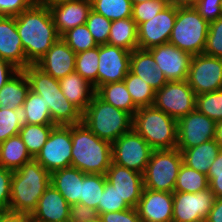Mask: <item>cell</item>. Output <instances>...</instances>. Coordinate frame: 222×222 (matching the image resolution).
Returning a JSON list of instances; mask_svg holds the SVG:
<instances>
[{"label": "cell", "mask_w": 222, "mask_h": 222, "mask_svg": "<svg viewBox=\"0 0 222 222\" xmlns=\"http://www.w3.org/2000/svg\"><path fill=\"white\" fill-rule=\"evenodd\" d=\"M54 126L24 123L21 127L19 135L33 158L41 151Z\"/></svg>", "instance_id": "33"}, {"label": "cell", "mask_w": 222, "mask_h": 222, "mask_svg": "<svg viewBox=\"0 0 222 222\" xmlns=\"http://www.w3.org/2000/svg\"><path fill=\"white\" fill-rule=\"evenodd\" d=\"M102 222H141L136 208L99 214Z\"/></svg>", "instance_id": "50"}, {"label": "cell", "mask_w": 222, "mask_h": 222, "mask_svg": "<svg viewBox=\"0 0 222 222\" xmlns=\"http://www.w3.org/2000/svg\"><path fill=\"white\" fill-rule=\"evenodd\" d=\"M99 45L76 54L75 72L90 82L97 89Z\"/></svg>", "instance_id": "38"}, {"label": "cell", "mask_w": 222, "mask_h": 222, "mask_svg": "<svg viewBox=\"0 0 222 222\" xmlns=\"http://www.w3.org/2000/svg\"><path fill=\"white\" fill-rule=\"evenodd\" d=\"M15 19L26 60L36 64L60 38L51 11L41 2H35Z\"/></svg>", "instance_id": "1"}, {"label": "cell", "mask_w": 222, "mask_h": 222, "mask_svg": "<svg viewBox=\"0 0 222 222\" xmlns=\"http://www.w3.org/2000/svg\"><path fill=\"white\" fill-rule=\"evenodd\" d=\"M182 164V154L177 148L153 150L143 173L144 188L173 193Z\"/></svg>", "instance_id": "8"}, {"label": "cell", "mask_w": 222, "mask_h": 222, "mask_svg": "<svg viewBox=\"0 0 222 222\" xmlns=\"http://www.w3.org/2000/svg\"><path fill=\"white\" fill-rule=\"evenodd\" d=\"M61 38L76 54L98 46L86 24L65 32Z\"/></svg>", "instance_id": "40"}, {"label": "cell", "mask_w": 222, "mask_h": 222, "mask_svg": "<svg viewBox=\"0 0 222 222\" xmlns=\"http://www.w3.org/2000/svg\"><path fill=\"white\" fill-rule=\"evenodd\" d=\"M153 149L133 128L112 143V163L144 173Z\"/></svg>", "instance_id": "9"}, {"label": "cell", "mask_w": 222, "mask_h": 222, "mask_svg": "<svg viewBox=\"0 0 222 222\" xmlns=\"http://www.w3.org/2000/svg\"><path fill=\"white\" fill-rule=\"evenodd\" d=\"M207 222H222V197L215 198L213 206L206 218Z\"/></svg>", "instance_id": "52"}, {"label": "cell", "mask_w": 222, "mask_h": 222, "mask_svg": "<svg viewBox=\"0 0 222 222\" xmlns=\"http://www.w3.org/2000/svg\"><path fill=\"white\" fill-rule=\"evenodd\" d=\"M207 188H209L207 175L200 173L185 164L181 165L174 191L196 193L198 191L206 190Z\"/></svg>", "instance_id": "35"}, {"label": "cell", "mask_w": 222, "mask_h": 222, "mask_svg": "<svg viewBox=\"0 0 222 222\" xmlns=\"http://www.w3.org/2000/svg\"><path fill=\"white\" fill-rule=\"evenodd\" d=\"M214 139L222 149V121L216 123V131Z\"/></svg>", "instance_id": "57"}, {"label": "cell", "mask_w": 222, "mask_h": 222, "mask_svg": "<svg viewBox=\"0 0 222 222\" xmlns=\"http://www.w3.org/2000/svg\"><path fill=\"white\" fill-rule=\"evenodd\" d=\"M153 106L178 121L196 109V94L187 80L168 81L155 91Z\"/></svg>", "instance_id": "10"}, {"label": "cell", "mask_w": 222, "mask_h": 222, "mask_svg": "<svg viewBox=\"0 0 222 222\" xmlns=\"http://www.w3.org/2000/svg\"><path fill=\"white\" fill-rule=\"evenodd\" d=\"M220 149L215 139H212L180 152L182 154L183 164L207 175Z\"/></svg>", "instance_id": "28"}, {"label": "cell", "mask_w": 222, "mask_h": 222, "mask_svg": "<svg viewBox=\"0 0 222 222\" xmlns=\"http://www.w3.org/2000/svg\"><path fill=\"white\" fill-rule=\"evenodd\" d=\"M196 95L222 89V58L205 54L193 55L187 77Z\"/></svg>", "instance_id": "12"}, {"label": "cell", "mask_w": 222, "mask_h": 222, "mask_svg": "<svg viewBox=\"0 0 222 222\" xmlns=\"http://www.w3.org/2000/svg\"><path fill=\"white\" fill-rule=\"evenodd\" d=\"M82 122L100 139L112 144L132 129L133 117L104 102L95 94L82 113Z\"/></svg>", "instance_id": "5"}, {"label": "cell", "mask_w": 222, "mask_h": 222, "mask_svg": "<svg viewBox=\"0 0 222 222\" xmlns=\"http://www.w3.org/2000/svg\"><path fill=\"white\" fill-rule=\"evenodd\" d=\"M91 222H102V221H101V219L98 217L97 219L92 220Z\"/></svg>", "instance_id": "60"}, {"label": "cell", "mask_w": 222, "mask_h": 222, "mask_svg": "<svg viewBox=\"0 0 222 222\" xmlns=\"http://www.w3.org/2000/svg\"><path fill=\"white\" fill-rule=\"evenodd\" d=\"M105 176L106 180L115 187L120 197L131 208H136L144 188L143 174L111 163Z\"/></svg>", "instance_id": "18"}, {"label": "cell", "mask_w": 222, "mask_h": 222, "mask_svg": "<svg viewBox=\"0 0 222 222\" xmlns=\"http://www.w3.org/2000/svg\"><path fill=\"white\" fill-rule=\"evenodd\" d=\"M75 61L76 53L60 37L35 65L60 80L75 72Z\"/></svg>", "instance_id": "20"}, {"label": "cell", "mask_w": 222, "mask_h": 222, "mask_svg": "<svg viewBox=\"0 0 222 222\" xmlns=\"http://www.w3.org/2000/svg\"><path fill=\"white\" fill-rule=\"evenodd\" d=\"M216 122L197 109L177 121V149L196 147L215 138Z\"/></svg>", "instance_id": "14"}, {"label": "cell", "mask_w": 222, "mask_h": 222, "mask_svg": "<svg viewBox=\"0 0 222 222\" xmlns=\"http://www.w3.org/2000/svg\"><path fill=\"white\" fill-rule=\"evenodd\" d=\"M69 1H74V0H40V2L48 7L54 6L57 4H61L64 2H69Z\"/></svg>", "instance_id": "58"}, {"label": "cell", "mask_w": 222, "mask_h": 222, "mask_svg": "<svg viewBox=\"0 0 222 222\" xmlns=\"http://www.w3.org/2000/svg\"><path fill=\"white\" fill-rule=\"evenodd\" d=\"M95 94L104 102L129 113L132 117L138 107L134 104L124 81L99 86Z\"/></svg>", "instance_id": "30"}, {"label": "cell", "mask_w": 222, "mask_h": 222, "mask_svg": "<svg viewBox=\"0 0 222 222\" xmlns=\"http://www.w3.org/2000/svg\"><path fill=\"white\" fill-rule=\"evenodd\" d=\"M50 185V173L35 159L13 171L9 212L31 215Z\"/></svg>", "instance_id": "3"}, {"label": "cell", "mask_w": 222, "mask_h": 222, "mask_svg": "<svg viewBox=\"0 0 222 222\" xmlns=\"http://www.w3.org/2000/svg\"><path fill=\"white\" fill-rule=\"evenodd\" d=\"M128 208L131 207L120 197L115 187L106 180L104 191L99 202V214L117 212Z\"/></svg>", "instance_id": "44"}, {"label": "cell", "mask_w": 222, "mask_h": 222, "mask_svg": "<svg viewBox=\"0 0 222 222\" xmlns=\"http://www.w3.org/2000/svg\"><path fill=\"white\" fill-rule=\"evenodd\" d=\"M196 109L216 123L222 121V89L196 95Z\"/></svg>", "instance_id": "39"}, {"label": "cell", "mask_w": 222, "mask_h": 222, "mask_svg": "<svg viewBox=\"0 0 222 222\" xmlns=\"http://www.w3.org/2000/svg\"><path fill=\"white\" fill-rule=\"evenodd\" d=\"M35 0H0V16H17L30 8Z\"/></svg>", "instance_id": "49"}, {"label": "cell", "mask_w": 222, "mask_h": 222, "mask_svg": "<svg viewBox=\"0 0 222 222\" xmlns=\"http://www.w3.org/2000/svg\"><path fill=\"white\" fill-rule=\"evenodd\" d=\"M24 125L21 110L0 109V144L19 134Z\"/></svg>", "instance_id": "41"}, {"label": "cell", "mask_w": 222, "mask_h": 222, "mask_svg": "<svg viewBox=\"0 0 222 222\" xmlns=\"http://www.w3.org/2000/svg\"><path fill=\"white\" fill-rule=\"evenodd\" d=\"M13 171L0 166V213L9 211Z\"/></svg>", "instance_id": "47"}, {"label": "cell", "mask_w": 222, "mask_h": 222, "mask_svg": "<svg viewBox=\"0 0 222 222\" xmlns=\"http://www.w3.org/2000/svg\"><path fill=\"white\" fill-rule=\"evenodd\" d=\"M197 222H207L206 220H200V221H197Z\"/></svg>", "instance_id": "62"}, {"label": "cell", "mask_w": 222, "mask_h": 222, "mask_svg": "<svg viewBox=\"0 0 222 222\" xmlns=\"http://www.w3.org/2000/svg\"><path fill=\"white\" fill-rule=\"evenodd\" d=\"M209 188L213 191L215 198L222 197V175H207Z\"/></svg>", "instance_id": "54"}, {"label": "cell", "mask_w": 222, "mask_h": 222, "mask_svg": "<svg viewBox=\"0 0 222 222\" xmlns=\"http://www.w3.org/2000/svg\"><path fill=\"white\" fill-rule=\"evenodd\" d=\"M130 71L142 78L155 91L168 82L148 49L136 48L131 52Z\"/></svg>", "instance_id": "24"}, {"label": "cell", "mask_w": 222, "mask_h": 222, "mask_svg": "<svg viewBox=\"0 0 222 222\" xmlns=\"http://www.w3.org/2000/svg\"><path fill=\"white\" fill-rule=\"evenodd\" d=\"M203 54L222 58V17L209 23V31Z\"/></svg>", "instance_id": "45"}, {"label": "cell", "mask_w": 222, "mask_h": 222, "mask_svg": "<svg viewBox=\"0 0 222 222\" xmlns=\"http://www.w3.org/2000/svg\"><path fill=\"white\" fill-rule=\"evenodd\" d=\"M30 91V82L24 70H19L0 89V109L22 110Z\"/></svg>", "instance_id": "27"}, {"label": "cell", "mask_w": 222, "mask_h": 222, "mask_svg": "<svg viewBox=\"0 0 222 222\" xmlns=\"http://www.w3.org/2000/svg\"><path fill=\"white\" fill-rule=\"evenodd\" d=\"M167 81L187 80L192 55L171 43L148 49Z\"/></svg>", "instance_id": "17"}, {"label": "cell", "mask_w": 222, "mask_h": 222, "mask_svg": "<svg viewBox=\"0 0 222 222\" xmlns=\"http://www.w3.org/2000/svg\"><path fill=\"white\" fill-rule=\"evenodd\" d=\"M69 207L62 194L50 184L30 217L32 222H68Z\"/></svg>", "instance_id": "23"}, {"label": "cell", "mask_w": 222, "mask_h": 222, "mask_svg": "<svg viewBox=\"0 0 222 222\" xmlns=\"http://www.w3.org/2000/svg\"><path fill=\"white\" fill-rule=\"evenodd\" d=\"M107 44L131 52L138 48L137 24L132 17L112 21Z\"/></svg>", "instance_id": "31"}, {"label": "cell", "mask_w": 222, "mask_h": 222, "mask_svg": "<svg viewBox=\"0 0 222 222\" xmlns=\"http://www.w3.org/2000/svg\"><path fill=\"white\" fill-rule=\"evenodd\" d=\"M220 3V0H197L194 8L205 21L211 23L222 17Z\"/></svg>", "instance_id": "46"}, {"label": "cell", "mask_w": 222, "mask_h": 222, "mask_svg": "<svg viewBox=\"0 0 222 222\" xmlns=\"http://www.w3.org/2000/svg\"><path fill=\"white\" fill-rule=\"evenodd\" d=\"M177 16V7L168 5L151 20L137 27L138 48L149 49L169 42Z\"/></svg>", "instance_id": "16"}, {"label": "cell", "mask_w": 222, "mask_h": 222, "mask_svg": "<svg viewBox=\"0 0 222 222\" xmlns=\"http://www.w3.org/2000/svg\"><path fill=\"white\" fill-rule=\"evenodd\" d=\"M132 5L134 4H137V3H141V2H146V1H149V0H130Z\"/></svg>", "instance_id": "59"}, {"label": "cell", "mask_w": 222, "mask_h": 222, "mask_svg": "<svg viewBox=\"0 0 222 222\" xmlns=\"http://www.w3.org/2000/svg\"><path fill=\"white\" fill-rule=\"evenodd\" d=\"M207 175H222V149L212 163Z\"/></svg>", "instance_id": "55"}, {"label": "cell", "mask_w": 222, "mask_h": 222, "mask_svg": "<svg viewBox=\"0 0 222 222\" xmlns=\"http://www.w3.org/2000/svg\"><path fill=\"white\" fill-rule=\"evenodd\" d=\"M19 71L11 63L0 58V89Z\"/></svg>", "instance_id": "51"}, {"label": "cell", "mask_w": 222, "mask_h": 222, "mask_svg": "<svg viewBox=\"0 0 222 222\" xmlns=\"http://www.w3.org/2000/svg\"><path fill=\"white\" fill-rule=\"evenodd\" d=\"M169 5L179 7H194L197 0H167Z\"/></svg>", "instance_id": "56"}, {"label": "cell", "mask_w": 222, "mask_h": 222, "mask_svg": "<svg viewBox=\"0 0 222 222\" xmlns=\"http://www.w3.org/2000/svg\"><path fill=\"white\" fill-rule=\"evenodd\" d=\"M30 89L42 96L55 125H73L82 122V113L63 95L59 80L42 71L35 64L24 69Z\"/></svg>", "instance_id": "4"}, {"label": "cell", "mask_w": 222, "mask_h": 222, "mask_svg": "<svg viewBox=\"0 0 222 222\" xmlns=\"http://www.w3.org/2000/svg\"><path fill=\"white\" fill-rule=\"evenodd\" d=\"M208 31L209 23L194 7H179L169 43L192 56L203 54Z\"/></svg>", "instance_id": "7"}, {"label": "cell", "mask_w": 222, "mask_h": 222, "mask_svg": "<svg viewBox=\"0 0 222 222\" xmlns=\"http://www.w3.org/2000/svg\"><path fill=\"white\" fill-rule=\"evenodd\" d=\"M99 217L97 209L84 204H74L69 207L68 222H91Z\"/></svg>", "instance_id": "48"}, {"label": "cell", "mask_w": 222, "mask_h": 222, "mask_svg": "<svg viewBox=\"0 0 222 222\" xmlns=\"http://www.w3.org/2000/svg\"><path fill=\"white\" fill-rule=\"evenodd\" d=\"M132 128L153 150L177 148V120L154 106L138 108Z\"/></svg>", "instance_id": "6"}, {"label": "cell", "mask_w": 222, "mask_h": 222, "mask_svg": "<svg viewBox=\"0 0 222 222\" xmlns=\"http://www.w3.org/2000/svg\"><path fill=\"white\" fill-rule=\"evenodd\" d=\"M0 58L24 70L30 63L26 60L23 45L13 16H0Z\"/></svg>", "instance_id": "21"}, {"label": "cell", "mask_w": 222, "mask_h": 222, "mask_svg": "<svg viewBox=\"0 0 222 222\" xmlns=\"http://www.w3.org/2000/svg\"><path fill=\"white\" fill-rule=\"evenodd\" d=\"M92 10L110 21L132 17L130 0H91Z\"/></svg>", "instance_id": "37"}, {"label": "cell", "mask_w": 222, "mask_h": 222, "mask_svg": "<svg viewBox=\"0 0 222 222\" xmlns=\"http://www.w3.org/2000/svg\"><path fill=\"white\" fill-rule=\"evenodd\" d=\"M220 2H221V3H220V7H221V11H222V0H220Z\"/></svg>", "instance_id": "61"}, {"label": "cell", "mask_w": 222, "mask_h": 222, "mask_svg": "<svg viewBox=\"0 0 222 222\" xmlns=\"http://www.w3.org/2000/svg\"><path fill=\"white\" fill-rule=\"evenodd\" d=\"M168 5L167 0H149L134 4L132 8V19L138 27L141 23L151 20Z\"/></svg>", "instance_id": "43"}, {"label": "cell", "mask_w": 222, "mask_h": 222, "mask_svg": "<svg viewBox=\"0 0 222 222\" xmlns=\"http://www.w3.org/2000/svg\"><path fill=\"white\" fill-rule=\"evenodd\" d=\"M124 83L129 91L134 104L140 107L153 106L155 90L147 82L136 76L131 71L124 78Z\"/></svg>", "instance_id": "36"}, {"label": "cell", "mask_w": 222, "mask_h": 222, "mask_svg": "<svg viewBox=\"0 0 222 222\" xmlns=\"http://www.w3.org/2000/svg\"><path fill=\"white\" fill-rule=\"evenodd\" d=\"M130 54L131 51L121 47L99 45L97 88L124 80L130 71Z\"/></svg>", "instance_id": "15"}, {"label": "cell", "mask_w": 222, "mask_h": 222, "mask_svg": "<svg viewBox=\"0 0 222 222\" xmlns=\"http://www.w3.org/2000/svg\"><path fill=\"white\" fill-rule=\"evenodd\" d=\"M136 210L141 222H172L173 193L143 188Z\"/></svg>", "instance_id": "19"}, {"label": "cell", "mask_w": 222, "mask_h": 222, "mask_svg": "<svg viewBox=\"0 0 222 222\" xmlns=\"http://www.w3.org/2000/svg\"><path fill=\"white\" fill-rule=\"evenodd\" d=\"M1 222H32V218L27 214L7 211L1 213Z\"/></svg>", "instance_id": "53"}, {"label": "cell", "mask_w": 222, "mask_h": 222, "mask_svg": "<svg viewBox=\"0 0 222 222\" xmlns=\"http://www.w3.org/2000/svg\"><path fill=\"white\" fill-rule=\"evenodd\" d=\"M32 159L19 134L0 144V166L8 170L16 171Z\"/></svg>", "instance_id": "29"}, {"label": "cell", "mask_w": 222, "mask_h": 222, "mask_svg": "<svg viewBox=\"0 0 222 222\" xmlns=\"http://www.w3.org/2000/svg\"><path fill=\"white\" fill-rule=\"evenodd\" d=\"M21 111L25 124L55 125L42 96L34 93L31 89L27 94Z\"/></svg>", "instance_id": "32"}, {"label": "cell", "mask_w": 222, "mask_h": 222, "mask_svg": "<svg viewBox=\"0 0 222 222\" xmlns=\"http://www.w3.org/2000/svg\"><path fill=\"white\" fill-rule=\"evenodd\" d=\"M59 83L63 95L83 113L95 95L94 86L77 72L68 74Z\"/></svg>", "instance_id": "26"}, {"label": "cell", "mask_w": 222, "mask_h": 222, "mask_svg": "<svg viewBox=\"0 0 222 222\" xmlns=\"http://www.w3.org/2000/svg\"><path fill=\"white\" fill-rule=\"evenodd\" d=\"M86 174L76 167H66L50 173V184L69 205L81 204V181Z\"/></svg>", "instance_id": "25"}, {"label": "cell", "mask_w": 222, "mask_h": 222, "mask_svg": "<svg viewBox=\"0 0 222 222\" xmlns=\"http://www.w3.org/2000/svg\"><path fill=\"white\" fill-rule=\"evenodd\" d=\"M71 125H55L34 158L49 173L71 166L72 161Z\"/></svg>", "instance_id": "11"}, {"label": "cell", "mask_w": 222, "mask_h": 222, "mask_svg": "<svg viewBox=\"0 0 222 222\" xmlns=\"http://www.w3.org/2000/svg\"><path fill=\"white\" fill-rule=\"evenodd\" d=\"M60 37L67 31L86 24L92 10L91 0H74L49 7Z\"/></svg>", "instance_id": "22"}, {"label": "cell", "mask_w": 222, "mask_h": 222, "mask_svg": "<svg viewBox=\"0 0 222 222\" xmlns=\"http://www.w3.org/2000/svg\"><path fill=\"white\" fill-rule=\"evenodd\" d=\"M215 200L210 188L191 192H173L172 222H197L206 220Z\"/></svg>", "instance_id": "13"}, {"label": "cell", "mask_w": 222, "mask_h": 222, "mask_svg": "<svg viewBox=\"0 0 222 222\" xmlns=\"http://www.w3.org/2000/svg\"><path fill=\"white\" fill-rule=\"evenodd\" d=\"M111 23L109 19L102 16L101 14L91 10L86 20V26L91 32L94 41L97 45H104L108 42Z\"/></svg>", "instance_id": "42"}, {"label": "cell", "mask_w": 222, "mask_h": 222, "mask_svg": "<svg viewBox=\"0 0 222 222\" xmlns=\"http://www.w3.org/2000/svg\"><path fill=\"white\" fill-rule=\"evenodd\" d=\"M105 182L104 174H86L81 181V204L97 209L98 214Z\"/></svg>", "instance_id": "34"}, {"label": "cell", "mask_w": 222, "mask_h": 222, "mask_svg": "<svg viewBox=\"0 0 222 222\" xmlns=\"http://www.w3.org/2000/svg\"><path fill=\"white\" fill-rule=\"evenodd\" d=\"M72 161L85 174H106L112 163V144L100 139L83 122L71 125Z\"/></svg>", "instance_id": "2"}]
</instances>
